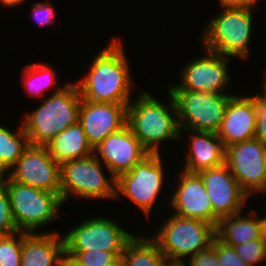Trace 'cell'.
I'll use <instances>...</instances> for the list:
<instances>
[{"label": "cell", "mask_w": 266, "mask_h": 266, "mask_svg": "<svg viewBox=\"0 0 266 266\" xmlns=\"http://www.w3.org/2000/svg\"><path fill=\"white\" fill-rule=\"evenodd\" d=\"M167 93L170 96L168 105L142 90L127 108V125L150 154L161 153V142L180 138L175 103L172 95Z\"/></svg>", "instance_id": "2"}, {"label": "cell", "mask_w": 266, "mask_h": 266, "mask_svg": "<svg viewBox=\"0 0 266 266\" xmlns=\"http://www.w3.org/2000/svg\"><path fill=\"white\" fill-rule=\"evenodd\" d=\"M184 131L191 135L182 170L199 173L225 163L226 147L215 132L180 130V137Z\"/></svg>", "instance_id": "19"}, {"label": "cell", "mask_w": 266, "mask_h": 266, "mask_svg": "<svg viewBox=\"0 0 266 266\" xmlns=\"http://www.w3.org/2000/svg\"><path fill=\"white\" fill-rule=\"evenodd\" d=\"M25 0H0V3L3 4L7 8L14 7L15 5H20ZM27 1V0H26Z\"/></svg>", "instance_id": "38"}, {"label": "cell", "mask_w": 266, "mask_h": 266, "mask_svg": "<svg viewBox=\"0 0 266 266\" xmlns=\"http://www.w3.org/2000/svg\"><path fill=\"white\" fill-rule=\"evenodd\" d=\"M236 253L250 266L266 260V250L259 239L233 246ZM266 263V262H265ZM266 266V264H264Z\"/></svg>", "instance_id": "29"}, {"label": "cell", "mask_w": 266, "mask_h": 266, "mask_svg": "<svg viewBox=\"0 0 266 266\" xmlns=\"http://www.w3.org/2000/svg\"><path fill=\"white\" fill-rule=\"evenodd\" d=\"M122 44L120 38H113L106 48L96 53L87 75L75 82L81 99L126 106L130 104L134 83Z\"/></svg>", "instance_id": "1"}, {"label": "cell", "mask_w": 266, "mask_h": 266, "mask_svg": "<svg viewBox=\"0 0 266 266\" xmlns=\"http://www.w3.org/2000/svg\"><path fill=\"white\" fill-rule=\"evenodd\" d=\"M163 266H189L184 260H168L166 259Z\"/></svg>", "instance_id": "37"}, {"label": "cell", "mask_w": 266, "mask_h": 266, "mask_svg": "<svg viewBox=\"0 0 266 266\" xmlns=\"http://www.w3.org/2000/svg\"><path fill=\"white\" fill-rule=\"evenodd\" d=\"M255 129V95L248 97L233 95L226 105L224 117L216 134L227 147L254 139Z\"/></svg>", "instance_id": "18"}, {"label": "cell", "mask_w": 266, "mask_h": 266, "mask_svg": "<svg viewBox=\"0 0 266 266\" xmlns=\"http://www.w3.org/2000/svg\"><path fill=\"white\" fill-rule=\"evenodd\" d=\"M23 85L32 97L42 96L43 93L53 88L54 92L60 91L68 82L58 88L55 70L45 63H32L23 69ZM54 70V71H53ZM57 86V88L55 87Z\"/></svg>", "instance_id": "25"}, {"label": "cell", "mask_w": 266, "mask_h": 266, "mask_svg": "<svg viewBox=\"0 0 266 266\" xmlns=\"http://www.w3.org/2000/svg\"><path fill=\"white\" fill-rule=\"evenodd\" d=\"M60 266H87L79 262L73 255L68 254L66 251L63 253Z\"/></svg>", "instance_id": "34"}, {"label": "cell", "mask_w": 266, "mask_h": 266, "mask_svg": "<svg viewBox=\"0 0 266 266\" xmlns=\"http://www.w3.org/2000/svg\"><path fill=\"white\" fill-rule=\"evenodd\" d=\"M163 165L160 153L149 154L130 171L119 175L115 179V199H119V194L126 196L148 217L164 187Z\"/></svg>", "instance_id": "9"}, {"label": "cell", "mask_w": 266, "mask_h": 266, "mask_svg": "<svg viewBox=\"0 0 266 266\" xmlns=\"http://www.w3.org/2000/svg\"><path fill=\"white\" fill-rule=\"evenodd\" d=\"M50 156L58 163L85 158L93 154L79 122L58 133L47 145Z\"/></svg>", "instance_id": "21"}, {"label": "cell", "mask_w": 266, "mask_h": 266, "mask_svg": "<svg viewBox=\"0 0 266 266\" xmlns=\"http://www.w3.org/2000/svg\"><path fill=\"white\" fill-rule=\"evenodd\" d=\"M205 185L214 212V226L224 217L238 214L246 205L248 195L224 163L198 173Z\"/></svg>", "instance_id": "14"}, {"label": "cell", "mask_w": 266, "mask_h": 266, "mask_svg": "<svg viewBox=\"0 0 266 266\" xmlns=\"http://www.w3.org/2000/svg\"><path fill=\"white\" fill-rule=\"evenodd\" d=\"M187 263L189 266H219L216 248L211 244L208 248L193 254Z\"/></svg>", "instance_id": "33"}, {"label": "cell", "mask_w": 266, "mask_h": 266, "mask_svg": "<svg viewBox=\"0 0 266 266\" xmlns=\"http://www.w3.org/2000/svg\"><path fill=\"white\" fill-rule=\"evenodd\" d=\"M81 101L76 83H67L27 113L22 125L29 145L46 146L58 133L77 123Z\"/></svg>", "instance_id": "3"}, {"label": "cell", "mask_w": 266, "mask_h": 266, "mask_svg": "<svg viewBox=\"0 0 266 266\" xmlns=\"http://www.w3.org/2000/svg\"><path fill=\"white\" fill-rule=\"evenodd\" d=\"M264 165L266 168V143H264Z\"/></svg>", "instance_id": "39"}, {"label": "cell", "mask_w": 266, "mask_h": 266, "mask_svg": "<svg viewBox=\"0 0 266 266\" xmlns=\"http://www.w3.org/2000/svg\"><path fill=\"white\" fill-rule=\"evenodd\" d=\"M225 164L239 183L241 189L251 194L266 191V168L264 143L251 139L226 147Z\"/></svg>", "instance_id": "12"}, {"label": "cell", "mask_w": 266, "mask_h": 266, "mask_svg": "<svg viewBox=\"0 0 266 266\" xmlns=\"http://www.w3.org/2000/svg\"><path fill=\"white\" fill-rule=\"evenodd\" d=\"M13 181L60 195V164L46 146L29 145L18 161L2 175ZM7 178V179H6Z\"/></svg>", "instance_id": "11"}, {"label": "cell", "mask_w": 266, "mask_h": 266, "mask_svg": "<svg viewBox=\"0 0 266 266\" xmlns=\"http://www.w3.org/2000/svg\"><path fill=\"white\" fill-rule=\"evenodd\" d=\"M259 225H260V232H259V240L264 245L266 250V216L259 217Z\"/></svg>", "instance_id": "36"}, {"label": "cell", "mask_w": 266, "mask_h": 266, "mask_svg": "<svg viewBox=\"0 0 266 266\" xmlns=\"http://www.w3.org/2000/svg\"><path fill=\"white\" fill-rule=\"evenodd\" d=\"M240 212L218 220L215 227L216 238L229 246L243 244L247 241L259 239V213L253 209L244 216ZM242 215V216H241Z\"/></svg>", "instance_id": "22"}, {"label": "cell", "mask_w": 266, "mask_h": 266, "mask_svg": "<svg viewBox=\"0 0 266 266\" xmlns=\"http://www.w3.org/2000/svg\"><path fill=\"white\" fill-rule=\"evenodd\" d=\"M66 252L104 250L124 252L134 235L121 228L114 219L97 216L88 217L63 235Z\"/></svg>", "instance_id": "10"}, {"label": "cell", "mask_w": 266, "mask_h": 266, "mask_svg": "<svg viewBox=\"0 0 266 266\" xmlns=\"http://www.w3.org/2000/svg\"><path fill=\"white\" fill-rule=\"evenodd\" d=\"M265 73H266V71H265ZM265 81L262 83L263 84V87H264V93H266V76H265Z\"/></svg>", "instance_id": "40"}, {"label": "cell", "mask_w": 266, "mask_h": 266, "mask_svg": "<svg viewBox=\"0 0 266 266\" xmlns=\"http://www.w3.org/2000/svg\"><path fill=\"white\" fill-rule=\"evenodd\" d=\"M20 126L15 133L0 125V175L5 174L29 146L22 123Z\"/></svg>", "instance_id": "24"}, {"label": "cell", "mask_w": 266, "mask_h": 266, "mask_svg": "<svg viewBox=\"0 0 266 266\" xmlns=\"http://www.w3.org/2000/svg\"><path fill=\"white\" fill-rule=\"evenodd\" d=\"M162 224L151 238L168 260L182 261L186 257L188 260L198 251L208 248L216 237L214 225L197 219L171 213Z\"/></svg>", "instance_id": "5"}, {"label": "cell", "mask_w": 266, "mask_h": 266, "mask_svg": "<svg viewBox=\"0 0 266 266\" xmlns=\"http://www.w3.org/2000/svg\"><path fill=\"white\" fill-rule=\"evenodd\" d=\"M180 177L170 197L172 214L205 221L214 225V212L204 182L198 173H189L181 169Z\"/></svg>", "instance_id": "16"}, {"label": "cell", "mask_w": 266, "mask_h": 266, "mask_svg": "<svg viewBox=\"0 0 266 266\" xmlns=\"http://www.w3.org/2000/svg\"><path fill=\"white\" fill-rule=\"evenodd\" d=\"M223 10L203 30L204 49L229 58L248 60L255 5H221Z\"/></svg>", "instance_id": "4"}, {"label": "cell", "mask_w": 266, "mask_h": 266, "mask_svg": "<svg viewBox=\"0 0 266 266\" xmlns=\"http://www.w3.org/2000/svg\"><path fill=\"white\" fill-rule=\"evenodd\" d=\"M21 253L22 231L0 235V266H21Z\"/></svg>", "instance_id": "26"}, {"label": "cell", "mask_w": 266, "mask_h": 266, "mask_svg": "<svg viewBox=\"0 0 266 266\" xmlns=\"http://www.w3.org/2000/svg\"><path fill=\"white\" fill-rule=\"evenodd\" d=\"M256 129L255 139L266 143V94H255Z\"/></svg>", "instance_id": "31"}, {"label": "cell", "mask_w": 266, "mask_h": 266, "mask_svg": "<svg viewBox=\"0 0 266 266\" xmlns=\"http://www.w3.org/2000/svg\"><path fill=\"white\" fill-rule=\"evenodd\" d=\"M51 3L52 2H50V0H47L45 2H35L32 6L33 9L31 15L33 18H35L40 26L48 24L52 25L55 18H57V16H55V10Z\"/></svg>", "instance_id": "32"}, {"label": "cell", "mask_w": 266, "mask_h": 266, "mask_svg": "<svg viewBox=\"0 0 266 266\" xmlns=\"http://www.w3.org/2000/svg\"><path fill=\"white\" fill-rule=\"evenodd\" d=\"M5 185L18 231L35 233L59 216L64 203L57 193L13 181H5Z\"/></svg>", "instance_id": "6"}, {"label": "cell", "mask_w": 266, "mask_h": 266, "mask_svg": "<svg viewBox=\"0 0 266 266\" xmlns=\"http://www.w3.org/2000/svg\"><path fill=\"white\" fill-rule=\"evenodd\" d=\"M260 0H219L221 5H255Z\"/></svg>", "instance_id": "35"}, {"label": "cell", "mask_w": 266, "mask_h": 266, "mask_svg": "<svg viewBox=\"0 0 266 266\" xmlns=\"http://www.w3.org/2000/svg\"><path fill=\"white\" fill-rule=\"evenodd\" d=\"M205 51L203 57L186 64L180 73V84L168 86L167 90H185L225 94L231 77L228 74L229 57Z\"/></svg>", "instance_id": "13"}, {"label": "cell", "mask_w": 266, "mask_h": 266, "mask_svg": "<svg viewBox=\"0 0 266 266\" xmlns=\"http://www.w3.org/2000/svg\"><path fill=\"white\" fill-rule=\"evenodd\" d=\"M67 253L87 266H120V257L123 254V252H106L104 250Z\"/></svg>", "instance_id": "27"}, {"label": "cell", "mask_w": 266, "mask_h": 266, "mask_svg": "<svg viewBox=\"0 0 266 266\" xmlns=\"http://www.w3.org/2000/svg\"><path fill=\"white\" fill-rule=\"evenodd\" d=\"M137 234L127 243L120 257V266H163L166 258L158 244Z\"/></svg>", "instance_id": "23"}, {"label": "cell", "mask_w": 266, "mask_h": 266, "mask_svg": "<svg viewBox=\"0 0 266 266\" xmlns=\"http://www.w3.org/2000/svg\"><path fill=\"white\" fill-rule=\"evenodd\" d=\"M172 95L180 130L215 132L219 130L231 94L168 90Z\"/></svg>", "instance_id": "8"}, {"label": "cell", "mask_w": 266, "mask_h": 266, "mask_svg": "<svg viewBox=\"0 0 266 266\" xmlns=\"http://www.w3.org/2000/svg\"><path fill=\"white\" fill-rule=\"evenodd\" d=\"M127 108L124 104L90 102L82 99L78 122L93 149L109 134L127 125Z\"/></svg>", "instance_id": "17"}, {"label": "cell", "mask_w": 266, "mask_h": 266, "mask_svg": "<svg viewBox=\"0 0 266 266\" xmlns=\"http://www.w3.org/2000/svg\"><path fill=\"white\" fill-rule=\"evenodd\" d=\"M93 154L100 162L103 161L105 168L111 173L110 178L116 179L130 171L150 153L126 125L119 131L109 134L93 149Z\"/></svg>", "instance_id": "15"}, {"label": "cell", "mask_w": 266, "mask_h": 266, "mask_svg": "<svg viewBox=\"0 0 266 266\" xmlns=\"http://www.w3.org/2000/svg\"><path fill=\"white\" fill-rule=\"evenodd\" d=\"M18 232L12 215L5 178L0 175V235H9Z\"/></svg>", "instance_id": "28"}, {"label": "cell", "mask_w": 266, "mask_h": 266, "mask_svg": "<svg viewBox=\"0 0 266 266\" xmlns=\"http://www.w3.org/2000/svg\"><path fill=\"white\" fill-rule=\"evenodd\" d=\"M212 245L216 248L219 266H250L236 253L234 247L224 244L216 237Z\"/></svg>", "instance_id": "30"}, {"label": "cell", "mask_w": 266, "mask_h": 266, "mask_svg": "<svg viewBox=\"0 0 266 266\" xmlns=\"http://www.w3.org/2000/svg\"><path fill=\"white\" fill-rule=\"evenodd\" d=\"M64 252V237L58 232H22L21 266H60Z\"/></svg>", "instance_id": "20"}, {"label": "cell", "mask_w": 266, "mask_h": 266, "mask_svg": "<svg viewBox=\"0 0 266 266\" xmlns=\"http://www.w3.org/2000/svg\"><path fill=\"white\" fill-rule=\"evenodd\" d=\"M101 164L92 154L60 165V196L64 204L71 195L86 200L116 198V180L106 177Z\"/></svg>", "instance_id": "7"}]
</instances>
